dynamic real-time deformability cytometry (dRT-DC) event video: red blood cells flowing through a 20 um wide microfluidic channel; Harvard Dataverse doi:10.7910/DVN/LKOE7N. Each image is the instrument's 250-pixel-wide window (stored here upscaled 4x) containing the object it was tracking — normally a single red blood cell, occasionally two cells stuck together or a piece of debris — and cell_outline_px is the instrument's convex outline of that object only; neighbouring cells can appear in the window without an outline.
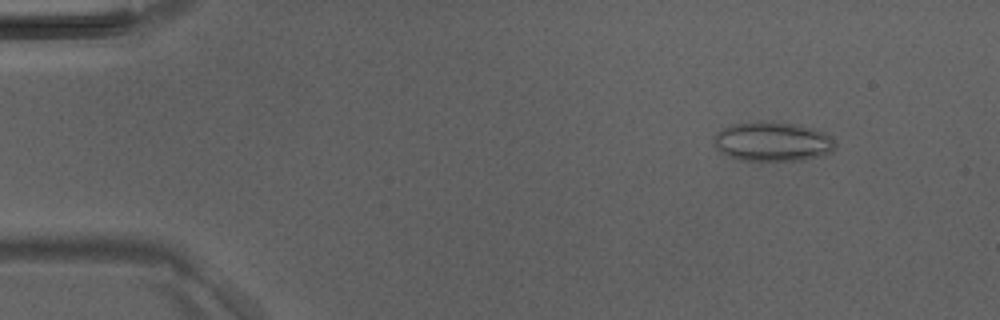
{"species": "Egyptian fruit bat (a non-hibernating species)", "species_latin": "Rousettus aegyptiacus", "temperature_condition": "room temperature", "stored_images_in_passage": 44, "camera_frame_rate_fps": 3000, "um_per_image_px": 0.085, "animal": {"sex": "male"}, "frame": {"image": 1, "passage_image": 4, "time_ms": 1.0, "image_size_px": [1000, 320], "cell_outline_px": [[836, 148], [832, 152], [820, 156], [800, 160], [740, 160], [720, 152], [712, 144], [712, 140], [716, 132], [732, 124], [792, 124], [812, 128], [824, 132], [832, 136], [836, 144]], "centroid_in_image_um": [65.68, 12.08], "position_along_channel_um": 19.3, "area_um2": 27.22}}
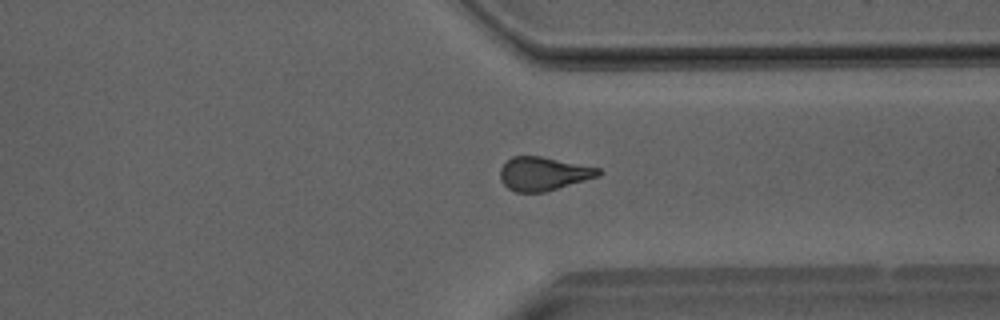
{"frame": {"image": 2, "passage_image": 33, "time_ms": 10.667, "image_size_px": [1000, 320], "cell_outline_px": [[600, 176], [544, 192], [516, 192], [508, 188], [500, 180], [500, 168], [512, 156], [540, 156], [600, 168]], "centroid_in_image_um": [46.17, 14.77], "position_along_channel_um": 365.2, "area_um2": 19.07}}
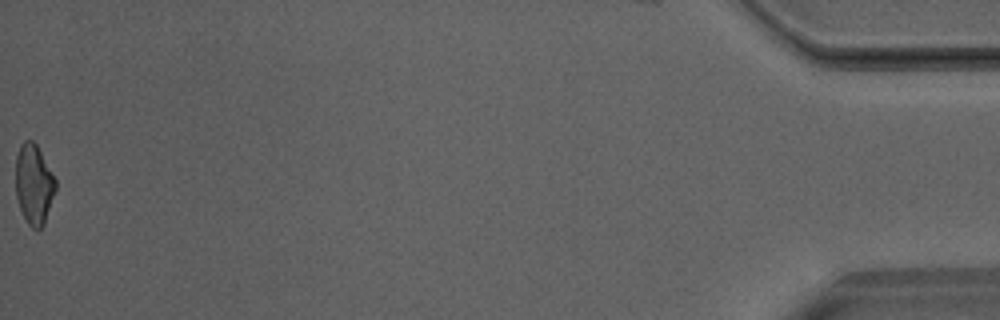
{"frame": {"image": 3, "passage_image": 44, "time_ms": 14.333, "image_size_px": [1000, 320], "cell_outline_px": [[56, 188], [44, 224], [40, 228], [32, 228], [28, 224], [20, 208], [16, 196], [16, 156], [20, 144], [24, 140], [32, 140], [36, 144], [56, 180]], "centroid_in_image_um": [2.87, 15.64], "position_along_channel_um": 432.3, "area_um2": 18.38}}